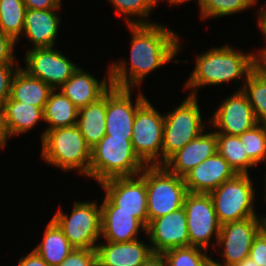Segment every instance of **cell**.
I'll return each instance as SVG.
<instances>
[{
    "instance_id": "obj_1",
    "label": "cell",
    "mask_w": 266,
    "mask_h": 266,
    "mask_svg": "<svg viewBox=\"0 0 266 266\" xmlns=\"http://www.w3.org/2000/svg\"><path fill=\"white\" fill-rule=\"evenodd\" d=\"M127 27L131 33L130 67L124 59L110 65L112 86L133 89L162 65L179 63L173 60L181 50L178 33L161 23L128 24Z\"/></svg>"
},
{
    "instance_id": "obj_2",
    "label": "cell",
    "mask_w": 266,
    "mask_h": 266,
    "mask_svg": "<svg viewBox=\"0 0 266 266\" xmlns=\"http://www.w3.org/2000/svg\"><path fill=\"white\" fill-rule=\"evenodd\" d=\"M195 61V68L184 87L190 90L188 95L193 96H198V89L207 85L217 86L233 80L237 84L240 78L245 82L255 69L254 52L236 51L228 44L198 54Z\"/></svg>"
},
{
    "instance_id": "obj_3",
    "label": "cell",
    "mask_w": 266,
    "mask_h": 266,
    "mask_svg": "<svg viewBox=\"0 0 266 266\" xmlns=\"http://www.w3.org/2000/svg\"><path fill=\"white\" fill-rule=\"evenodd\" d=\"M145 167L135 154L131 139L105 135L91 148L89 177L98 184L112 178L139 175Z\"/></svg>"
},
{
    "instance_id": "obj_4",
    "label": "cell",
    "mask_w": 266,
    "mask_h": 266,
    "mask_svg": "<svg viewBox=\"0 0 266 266\" xmlns=\"http://www.w3.org/2000/svg\"><path fill=\"white\" fill-rule=\"evenodd\" d=\"M41 143V157L50 166L89 177L91 147L77 125L48 130Z\"/></svg>"
},
{
    "instance_id": "obj_5",
    "label": "cell",
    "mask_w": 266,
    "mask_h": 266,
    "mask_svg": "<svg viewBox=\"0 0 266 266\" xmlns=\"http://www.w3.org/2000/svg\"><path fill=\"white\" fill-rule=\"evenodd\" d=\"M198 96L188 95L175 109L164 114L162 165L204 131Z\"/></svg>"
},
{
    "instance_id": "obj_6",
    "label": "cell",
    "mask_w": 266,
    "mask_h": 266,
    "mask_svg": "<svg viewBox=\"0 0 266 266\" xmlns=\"http://www.w3.org/2000/svg\"><path fill=\"white\" fill-rule=\"evenodd\" d=\"M148 223L183 207L188 193L184 178L163 165L146 166Z\"/></svg>"
},
{
    "instance_id": "obj_7",
    "label": "cell",
    "mask_w": 266,
    "mask_h": 266,
    "mask_svg": "<svg viewBox=\"0 0 266 266\" xmlns=\"http://www.w3.org/2000/svg\"><path fill=\"white\" fill-rule=\"evenodd\" d=\"M252 184L249 174H237L210 193L221 225L249 217H259L254 208V192L257 191Z\"/></svg>"
},
{
    "instance_id": "obj_8",
    "label": "cell",
    "mask_w": 266,
    "mask_h": 266,
    "mask_svg": "<svg viewBox=\"0 0 266 266\" xmlns=\"http://www.w3.org/2000/svg\"><path fill=\"white\" fill-rule=\"evenodd\" d=\"M52 219L76 249H94L101 237V206L93 202H75L70 216L59 209Z\"/></svg>"
},
{
    "instance_id": "obj_9",
    "label": "cell",
    "mask_w": 266,
    "mask_h": 266,
    "mask_svg": "<svg viewBox=\"0 0 266 266\" xmlns=\"http://www.w3.org/2000/svg\"><path fill=\"white\" fill-rule=\"evenodd\" d=\"M164 114L147 99L136 111L132 147L146 166L162 165Z\"/></svg>"
},
{
    "instance_id": "obj_10",
    "label": "cell",
    "mask_w": 266,
    "mask_h": 266,
    "mask_svg": "<svg viewBox=\"0 0 266 266\" xmlns=\"http://www.w3.org/2000/svg\"><path fill=\"white\" fill-rule=\"evenodd\" d=\"M184 210L187 216L189 246L209 250L213 236L216 247L221 224L218 221L210 194L188 192L184 199Z\"/></svg>"
},
{
    "instance_id": "obj_11",
    "label": "cell",
    "mask_w": 266,
    "mask_h": 266,
    "mask_svg": "<svg viewBox=\"0 0 266 266\" xmlns=\"http://www.w3.org/2000/svg\"><path fill=\"white\" fill-rule=\"evenodd\" d=\"M105 196L117 211L132 213L145 227L148 225L146 167L136 176L118 177L101 182Z\"/></svg>"
},
{
    "instance_id": "obj_12",
    "label": "cell",
    "mask_w": 266,
    "mask_h": 266,
    "mask_svg": "<svg viewBox=\"0 0 266 266\" xmlns=\"http://www.w3.org/2000/svg\"><path fill=\"white\" fill-rule=\"evenodd\" d=\"M266 226V215L221 225L217 246L223 248L222 262L234 266L249 256L254 238Z\"/></svg>"
},
{
    "instance_id": "obj_13",
    "label": "cell",
    "mask_w": 266,
    "mask_h": 266,
    "mask_svg": "<svg viewBox=\"0 0 266 266\" xmlns=\"http://www.w3.org/2000/svg\"><path fill=\"white\" fill-rule=\"evenodd\" d=\"M24 58L26 67L22 69L53 90L59 89L79 67L54 47L28 49Z\"/></svg>"
},
{
    "instance_id": "obj_14",
    "label": "cell",
    "mask_w": 266,
    "mask_h": 266,
    "mask_svg": "<svg viewBox=\"0 0 266 266\" xmlns=\"http://www.w3.org/2000/svg\"><path fill=\"white\" fill-rule=\"evenodd\" d=\"M133 90L112 86L106 92L105 135L125 139L132 138L136 111L147 100L146 96L140 92L135 103H132Z\"/></svg>"
},
{
    "instance_id": "obj_15",
    "label": "cell",
    "mask_w": 266,
    "mask_h": 266,
    "mask_svg": "<svg viewBox=\"0 0 266 266\" xmlns=\"http://www.w3.org/2000/svg\"><path fill=\"white\" fill-rule=\"evenodd\" d=\"M221 102L209 120L216 133L239 136L258 124L248 97L242 90H237Z\"/></svg>"
},
{
    "instance_id": "obj_16",
    "label": "cell",
    "mask_w": 266,
    "mask_h": 266,
    "mask_svg": "<svg viewBox=\"0 0 266 266\" xmlns=\"http://www.w3.org/2000/svg\"><path fill=\"white\" fill-rule=\"evenodd\" d=\"M146 235L154 254L179 247L189 246L187 216L184 207L151 220L146 227Z\"/></svg>"
},
{
    "instance_id": "obj_17",
    "label": "cell",
    "mask_w": 266,
    "mask_h": 266,
    "mask_svg": "<svg viewBox=\"0 0 266 266\" xmlns=\"http://www.w3.org/2000/svg\"><path fill=\"white\" fill-rule=\"evenodd\" d=\"M236 175L228 161L217 152L194 167L183 178L188 192L210 194Z\"/></svg>"
},
{
    "instance_id": "obj_18",
    "label": "cell",
    "mask_w": 266,
    "mask_h": 266,
    "mask_svg": "<svg viewBox=\"0 0 266 266\" xmlns=\"http://www.w3.org/2000/svg\"><path fill=\"white\" fill-rule=\"evenodd\" d=\"M101 206V238L107 242H131L139 239L138 234L146 233V227L132 213L117 211L106 196Z\"/></svg>"
},
{
    "instance_id": "obj_19",
    "label": "cell",
    "mask_w": 266,
    "mask_h": 266,
    "mask_svg": "<svg viewBox=\"0 0 266 266\" xmlns=\"http://www.w3.org/2000/svg\"><path fill=\"white\" fill-rule=\"evenodd\" d=\"M217 153V136L215 129L209 133L205 130L181 150L174 153L163 166L172 174L184 177L205 159Z\"/></svg>"
},
{
    "instance_id": "obj_20",
    "label": "cell",
    "mask_w": 266,
    "mask_h": 266,
    "mask_svg": "<svg viewBox=\"0 0 266 266\" xmlns=\"http://www.w3.org/2000/svg\"><path fill=\"white\" fill-rule=\"evenodd\" d=\"M139 240L97 243L98 266H140L145 263L154 253L149 243Z\"/></svg>"
},
{
    "instance_id": "obj_21",
    "label": "cell",
    "mask_w": 266,
    "mask_h": 266,
    "mask_svg": "<svg viewBox=\"0 0 266 266\" xmlns=\"http://www.w3.org/2000/svg\"><path fill=\"white\" fill-rule=\"evenodd\" d=\"M108 77L99 81L93 75L78 67L60 90L77 107L81 108L99 100L112 87L110 66Z\"/></svg>"
},
{
    "instance_id": "obj_22",
    "label": "cell",
    "mask_w": 266,
    "mask_h": 266,
    "mask_svg": "<svg viewBox=\"0 0 266 266\" xmlns=\"http://www.w3.org/2000/svg\"><path fill=\"white\" fill-rule=\"evenodd\" d=\"M58 10L26 9L22 35L31 42L32 49L55 46L62 21Z\"/></svg>"
},
{
    "instance_id": "obj_23",
    "label": "cell",
    "mask_w": 266,
    "mask_h": 266,
    "mask_svg": "<svg viewBox=\"0 0 266 266\" xmlns=\"http://www.w3.org/2000/svg\"><path fill=\"white\" fill-rule=\"evenodd\" d=\"M3 109L9 138L17 134H25L35 127L39 121H44L41 107L12 100L10 97L5 101Z\"/></svg>"
},
{
    "instance_id": "obj_24",
    "label": "cell",
    "mask_w": 266,
    "mask_h": 266,
    "mask_svg": "<svg viewBox=\"0 0 266 266\" xmlns=\"http://www.w3.org/2000/svg\"><path fill=\"white\" fill-rule=\"evenodd\" d=\"M53 89L42 80L30 76L21 67L13 77L10 89V98L19 102H25L43 110Z\"/></svg>"
},
{
    "instance_id": "obj_25",
    "label": "cell",
    "mask_w": 266,
    "mask_h": 266,
    "mask_svg": "<svg viewBox=\"0 0 266 266\" xmlns=\"http://www.w3.org/2000/svg\"><path fill=\"white\" fill-rule=\"evenodd\" d=\"M105 118L106 93L96 102L79 108L76 125L91 148L105 136Z\"/></svg>"
},
{
    "instance_id": "obj_26",
    "label": "cell",
    "mask_w": 266,
    "mask_h": 266,
    "mask_svg": "<svg viewBox=\"0 0 266 266\" xmlns=\"http://www.w3.org/2000/svg\"><path fill=\"white\" fill-rule=\"evenodd\" d=\"M44 236L35 250L49 266L60 265L72 252L74 247L65 237L62 229L51 218L44 230Z\"/></svg>"
},
{
    "instance_id": "obj_27",
    "label": "cell",
    "mask_w": 266,
    "mask_h": 266,
    "mask_svg": "<svg viewBox=\"0 0 266 266\" xmlns=\"http://www.w3.org/2000/svg\"><path fill=\"white\" fill-rule=\"evenodd\" d=\"M79 108H77L60 90H53L43 110L44 122L48 128L41 134V140L48 130L69 127L77 124Z\"/></svg>"
},
{
    "instance_id": "obj_28",
    "label": "cell",
    "mask_w": 266,
    "mask_h": 266,
    "mask_svg": "<svg viewBox=\"0 0 266 266\" xmlns=\"http://www.w3.org/2000/svg\"><path fill=\"white\" fill-rule=\"evenodd\" d=\"M217 152L224 157L237 174H250L255 164L247 157L239 136L216 133Z\"/></svg>"
},
{
    "instance_id": "obj_29",
    "label": "cell",
    "mask_w": 266,
    "mask_h": 266,
    "mask_svg": "<svg viewBox=\"0 0 266 266\" xmlns=\"http://www.w3.org/2000/svg\"><path fill=\"white\" fill-rule=\"evenodd\" d=\"M25 12L23 0H0V30L16 42L23 33Z\"/></svg>"
},
{
    "instance_id": "obj_30",
    "label": "cell",
    "mask_w": 266,
    "mask_h": 266,
    "mask_svg": "<svg viewBox=\"0 0 266 266\" xmlns=\"http://www.w3.org/2000/svg\"><path fill=\"white\" fill-rule=\"evenodd\" d=\"M239 90L248 97L258 124L266 126V79L254 69Z\"/></svg>"
},
{
    "instance_id": "obj_31",
    "label": "cell",
    "mask_w": 266,
    "mask_h": 266,
    "mask_svg": "<svg viewBox=\"0 0 266 266\" xmlns=\"http://www.w3.org/2000/svg\"><path fill=\"white\" fill-rule=\"evenodd\" d=\"M109 2L113 5L119 17L125 18L127 25L154 23V21L151 22L146 18H149L151 11L158 5L157 0H109ZM132 17L135 19H132Z\"/></svg>"
},
{
    "instance_id": "obj_32",
    "label": "cell",
    "mask_w": 266,
    "mask_h": 266,
    "mask_svg": "<svg viewBox=\"0 0 266 266\" xmlns=\"http://www.w3.org/2000/svg\"><path fill=\"white\" fill-rule=\"evenodd\" d=\"M200 18H218L246 11L258 3V0H198Z\"/></svg>"
},
{
    "instance_id": "obj_33",
    "label": "cell",
    "mask_w": 266,
    "mask_h": 266,
    "mask_svg": "<svg viewBox=\"0 0 266 266\" xmlns=\"http://www.w3.org/2000/svg\"><path fill=\"white\" fill-rule=\"evenodd\" d=\"M207 252V250L200 247L188 246L172 248L161 255L166 266H205L210 257Z\"/></svg>"
},
{
    "instance_id": "obj_34",
    "label": "cell",
    "mask_w": 266,
    "mask_h": 266,
    "mask_svg": "<svg viewBox=\"0 0 266 266\" xmlns=\"http://www.w3.org/2000/svg\"><path fill=\"white\" fill-rule=\"evenodd\" d=\"M247 157L256 165L266 157V126L257 124L239 135Z\"/></svg>"
},
{
    "instance_id": "obj_35",
    "label": "cell",
    "mask_w": 266,
    "mask_h": 266,
    "mask_svg": "<svg viewBox=\"0 0 266 266\" xmlns=\"http://www.w3.org/2000/svg\"><path fill=\"white\" fill-rule=\"evenodd\" d=\"M58 266H98L96 248L76 249Z\"/></svg>"
},
{
    "instance_id": "obj_36",
    "label": "cell",
    "mask_w": 266,
    "mask_h": 266,
    "mask_svg": "<svg viewBox=\"0 0 266 266\" xmlns=\"http://www.w3.org/2000/svg\"><path fill=\"white\" fill-rule=\"evenodd\" d=\"M19 68L18 64L0 65V106L10 97L12 80Z\"/></svg>"
},
{
    "instance_id": "obj_37",
    "label": "cell",
    "mask_w": 266,
    "mask_h": 266,
    "mask_svg": "<svg viewBox=\"0 0 266 266\" xmlns=\"http://www.w3.org/2000/svg\"><path fill=\"white\" fill-rule=\"evenodd\" d=\"M249 257L259 266H266V226L254 238Z\"/></svg>"
},
{
    "instance_id": "obj_38",
    "label": "cell",
    "mask_w": 266,
    "mask_h": 266,
    "mask_svg": "<svg viewBox=\"0 0 266 266\" xmlns=\"http://www.w3.org/2000/svg\"><path fill=\"white\" fill-rule=\"evenodd\" d=\"M17 42L0 30V65L16 64L14 48Z\"/></svg>"
},
{
    "instance_id": "obj_39",
    "label": "cell",
    "mask_w": 266,
    "mask_h": 266,
    "mask_svg": "<svg viewBox=\"0 0 266 266\" xmlns=\"http://www.w3.org/2000/svg\"><path fill=\"white\" fill-rule=\"evenodd\" d=\"M26 9H60L62 0H23Z\"/></svg>"
},
{
    "instance_id": "obj_40",
    "label": "cell",
    "mask_w": 266,
    "mask_h": 266,
    "mask_svg": "<svg viewBox=\"0 0 266 266\" xmlns=\"http://www.w3.org/2000/svg\"><path fill=\"white\" fill-rule=\"evenodd\" d=\"M18 266H49V265L41 258V256L35 250H31L30 253L20 258Z\"/></svg>"
},
{
    "instance_id": "obj_41",
    "label": "cell",
    "mask_w": 266,
    "mask_h": 266,
    "mask_svg": "<svg viewBox=\"0 0 266 266\" xmlns=\"http://www.w3.org/2000/svg\"><path fill=\"white\" fill-rule=\"evenodd\" d=\"M257 17L259 29L262 31L263 37L265 38L264 40H266V2L259 12H257ZM258 53L266 54V47H263Z\"/></svg>"
},
{
    "instance_id": "obj_42",
    "label": "cell",
    "mask_w": 266,
    "mask_h": 266,
    "mask_svg": "<svg viewBox=\"0 0 266 266\" xmlns=\"http://www.w3.org/2000/svg\"><path fill=\"white\" fill-rule=\"evenodd\" d=\"M9 139L5 126L4 109L0 106V149L5 148L7 140Z\"/></svg>"
},
{
    "instance_id": "obj_43",
    "label": "cell",
    "mask_w": 266,
    "mask_h": 266,
    "mask_svg": "<svg viewBox=\"0 0 266 266\" xmlns=\"http://www.w3.org/2000/svg\"><path fill=\"white\" fill-rule=\"evenodd\" d=\"M255 69L266 79V54H255Z\"/></svg>"
},
{
    "instance_id": "obj_44",
    "label": "cell",
    "mask_w": 266,
    "mask_h": 266,
    "mask_svg": "<svg viewBox=\"0 0 266 266\" xmlns=\"http://www.w3.org/2000/svg\"><path fill=\"white\" fill-rule=\"evenodd\" d=\"M140 266H166V263L161 254H154Z\"/></svg>"
},
{
    "instance_id": "obj_45",
    "label": "cell",
    "mask_w": 266,
    "mask_h": 266,
    "mask_svg": "<svg viewBox=\"0 0 266 266\" xmlns=\"http://www.w3.org/2000/svg\"><path fill=\"white\" fill-rule=\"evenodd\" d=\"M234 266H259V265H257L256 262L253 261L252 258L248 256Z\"/></svg>"
},
{
    "instance_id": "obj_46",
    "label": "cell",
    "mask_w": 266,
    "mask_h": 266,
    "mask_svg": "<svg viewBox=\"0 0 266 266\" xmlns=\"http://www.w3.org/2000/svg\"><path fill=\"white\" fill-rule=\"evenodd\" d=\"M205 266H227V265H224L223 263L212 259V257H209L208 260L206 261Z\"/></svg>"
},
{
    "instance_id": "obj_47",
    "label": "cell",
    "mask_w": 266,
    "mask_h": 266,
    "mask_svg": "<svg viewBox=\"0 0 266 266\" xmlns=\"http://www.w3.org/2000/svg\"><path fill=\"white\" fill-rule=\"evenodd\" d=\"M159 2V0H157ZM164 1V0H163ZM169 3V5H180L182 3H186L187 1H190V0H165ZM198 1V0H197Z\"/></svg>"
},
{
    "instance_id": "obj_48",
    "label": "cell",
    "mask_w": 266,
    "mask_h": 266,
    "mask_svg": "<svg viewBox=\"0 0 266 266\" xmlns=\"http://www.w3.org/2000/svg\"><path fill=\"white\" fill-rule=\"evenodd\" d=\"M262 162H265V164H266V157L264 158V160L262 161ZM266 166V165H265ZM265 182V195H264V199L266 200V174H265V180H264Z\"/></svg>"
}]
</instances>
